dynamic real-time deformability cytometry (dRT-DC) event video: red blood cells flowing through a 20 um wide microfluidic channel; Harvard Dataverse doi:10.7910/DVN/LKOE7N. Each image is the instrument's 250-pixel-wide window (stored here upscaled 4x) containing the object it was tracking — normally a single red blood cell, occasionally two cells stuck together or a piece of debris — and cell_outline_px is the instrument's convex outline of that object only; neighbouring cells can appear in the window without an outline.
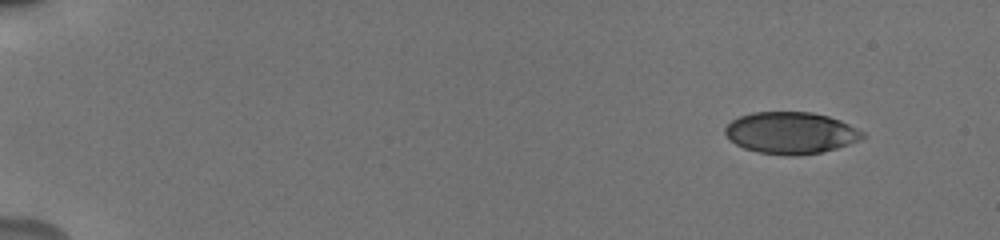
{"species": "human", "species_latin": "Homo sapiens", "temperature_condition": "cold", "stored_images_in_passage": 12, "camera_frame_rate_fps": 3000, "um_per_image_px": 0.085, "donor": {"sex": "male"}, "frame": {"image": 1, "passage_image": 1, "time_ms": 0.0, "image_size_px": [1000, 240], "cell_outline_px": [[864, 136], [860, 140], [836, 148], [820, 152], [792, 156], [788, 156], [760, 152], [744, 148], [728, 140], [724, 132], [724, 128], [732, 120], [740, 116], [752, 112], [812, 112], [828, 116], [840, 120], [864, 132]], "centroid_in_image_um": [67.19, 11.29], "position_along_channel_um": 17.8, "area_um2": 33.35}}
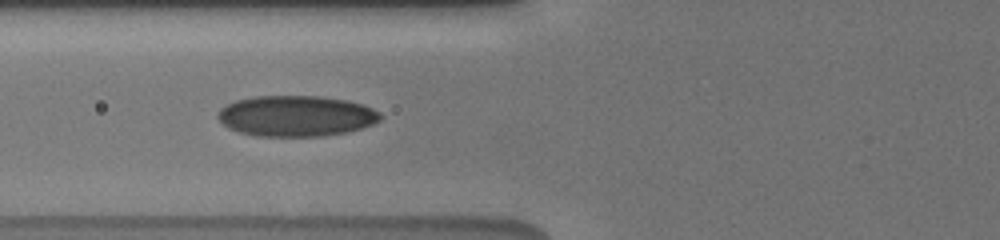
{"frame": {"image": 2, "passage_image": 10, "time_ms": 3.0, "image_size_px": [1000, 240], "cell_outline_px": [[384, 116], [380, 120], [372, 124], [348, 132], [324, 136], [256, 136], [240, 132], [228, 128], [216, 116], [220, 108], [224, 104], [236, 100], [252, 96], [320, 96], [348, 100], [372, 108], [380, 112]], "centroid_in_image_um": [25.16, 9.85], "position_along_channel_um": 100.6, "area_um2": 38.9}}
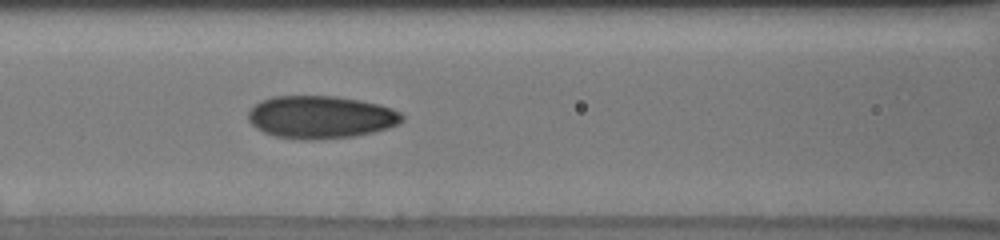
{"frame": {"image": 3, "passage_image": 12, "time_ms": 3.667, "image_size_px": [1000, 240], "cell_outline_px": [[404, 120], [400, 124], [388, 128], [372, 132], [352, 136], [312, 140], [300, 140], [276, 136], [264, 132], [256, 128], [248, 120], [248, 112], [260, 100], [272, 96], [336, 96], [360, 100], [380, 104], [392, 108], [400, 112], [404, 116]], "centroid_in_image_um": [27.28, 9.95], "position_along_channel_um": 139.3, "area_um2": 38.44}}